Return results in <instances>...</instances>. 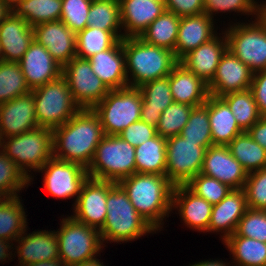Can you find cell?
Segmentation results:
<instances>
[{
    "label": "cell",
    "mask_w": 266,
    "mask_h": 266,
    "mask_svg": "<svg viewBox=\"0 0 266 266\" xmlns=\"http://www.w3.org/2000/svg\"><path fill=\"white\" fill-rule=\"evenodd\" d=\"M52 132L53 157L78 163L86 169L105 135L98 115L89 108L80 109Z\"/></svg>",
    "instance_id": "obj_1"
},
{
    "label": "cell",
    "mask_w": 266,
    "mask_h": 266,
    "mask_svg": "<svg viewBox=\"0 0 266 266\" xmlns=\"http://www.w3.org/2000/svg\"><path fill=\"white\" fill-rule=\"evenodd\" d=\"M118 184L127 193L135 210L157 231L172 212L174 185L165 175L134 173ZM170 214V215H169Z\"/></svg>",
    "instance_id": "obj_2"
},
{
    "label": "cell",
    "mask_w": 266,
    "mask_h": 266,
    "mask_svg": "<svg viewBox=\"0 0 266 266\" xmlns=\"http://www.w3.org/2000/svg\"><path fill=\"white\" fill-rule=\"evenodd\" d=\"M106 210L104 225L99 230L104 247L109 242L131 243L146 234L148 236L157 232L135 210L127 193L118 183L108 191Z\"/></svg>",
    "instance_id": "obj_3"
},
{
    "label": "cell",
    "mask_w": 266,
    "mask_h": 266,
    "mask_svg": "<svg viewBox=\"0 0 266 266\" xmlns=\"http://www.w3.org/2000/svg\"><path fill=\"white\" fill-rule=\"evenodd\" d=\"M123 52L130 87L169 76L179 62L172 51L147 44L139 37L123 38Z\"/></svg>",
    "instance_id": "obj_4"
},
{
    "label": "cell",
    "mask_w": 266,
    "mask_h": 266,
    "mask_svg": "<svg viewBox=\"0 0 266 266\" xmlns=\"http://www.w3.org/2000/svg\"><path fill=\"white\" fill-rule=\"evenodd\" d=\"M0 149L33 182V172H38L53 157L52 129L37 127L17 136L6 137L0 141Z\"/></svg>",
    "instance_id": "obj_5"
},
{
    "label": "cell",
    "mask_w": 266,
    "mask_h": 266,
    "mask_svg": "<svg viewBox=\"0 0 266 266\" xmlns=\"http://www.w3.org/2000/svg\"><path fill=\"white\" fill-rule=\"evenodd\" d=\"M65 217L60 219V228L55 231L60 260L66 266H75L99 259L97 257L101 256L104 248L99 230L69 215Z\"/></svg>",
    "instance_id": "obj_6"
},
{
    "label": "cell",
    "mask_w": 266,
    "mask_h": 266,
    "mask_svg": "<svg viewBox=\"0 0 266 266\" xmlns=\"http://www.w3.org/2000/svg\"><path fill=\"white\" fill-rule=\"evenodd\" d=\"M87 172L90 178L118 183L136 173L135 147L118 135H104Z\"/></svg>",
    "instance_id": "obj_7"
},
{
    "label": "cell",
    "mask_w": 266,
    "mask_h": 266,
    "mask_svg": "<svg viewBox=\"0 0 266 266\" xmlns=\"http://www.w3.org/2000/svg\"><path fill=\"white\" fill-rule=\"evenodd\" d=\"M253 20L231 21L221 30L226 35L228 50L255 73L266 69V19L260 15Z\"/></svg>",
    "instance_id": "obj_8"
},
{
    "label": "cell",
    "mask_w": 266,
    "mask_h": 266,
    "mask_svg": "<svg viewBox=\"0 0 266 266\" xmlns=\"http://www.w3.org/2000/svg\"><path fill=\"white\" fill-rule=\"evenodd\" d=\"M38 127L55 129L70 120L81 108L74 101L67 80H56L32 89Z\"/></svg>",
    "instance_id": "obj_9"
},
{
    "label": "cell",
    "mask_w": 266,
    "mask_h": 266,
    "mask_svg": "<svg viewBox=\"0 0 266 266\" xmlns=\"http://www.w3.org/2000/svg\"><path fill=\"white\" fill-rule=\"evenodd\" d=\"M142 95L138 87L110 90L92 109L98 115L105 135H119L141 117Z\"/></svg>",
    "instance_id": "obj_10"
},
{
    "label": "cell",
    "mask_w": 266,
    "mask_h": 266,
    "mask_svg": "<svg viewBox=\"0 0 266 266\" xmlns=\"http://www.w3.org/2000/svg\"><path fill=\"white\" fill-rule=\"evenodd\" d=\"M206 149L181 135L166 138L165 176L174 186L186 185L201 173Z\"/></svg>",
    "instance_id": "obj_11"
},
{
    "label": "cell",
    "mask_w": 266,
    "mask_h": 266,
    "mask_svg": "<svg viewBox=\"0 0 266 266\" xmlns=\"http://www.w3.org/2000/svg\"><path fill=\"white\" fill-rule=\"evenodd\" d=\"M43 173V186L46 192L56 199H73L72 208L79 197L88 172L78 163L52 157L38 171Z\"/></svg>",
    "instance_id": "obj_12"
},
{
    "label": "cell",
    "mask_w": 266,
    "mask_h": 266,
    "mask_svg": "<svg viewBox=\"0 0 266 266\" xmlns=\"http://www.w3.org/2000/svg\"><path fill=\"white\" fill-rule=\"evenodd\" d=\"M62 76L81 109H92L110 91L95 75L88 59L72 58L62 67Z\"/></svg>",
    "instance_id": "obj_13"
},
{
    "label": "cell",
    "mask_w": 266,
    "mask_h": 266,
    "mask_svg": "<svg viewBox=\"0 0 266 266\" xmlns=\"http://www.w3.org/2000/svg\"><path fill=\"white\" fill-rule=\"evenodd\" d=\"M116 184L113 181L88 177L83 183L79 197L70 215L76 221L100 230L106 218L108 191Z\"/></svg>",
    "instance_id": "obj_14"
},
{
    "label": "cell",
    "mask_w": 266,
    "mask_h": 266,
    "mask_svg": "<svg viewBox=\"0 0 266 266\" xmlns=\"http://www.w3.org/2000/svg\"><path fill=\"white\" fill-rule=\"evenodd\" d=\"M253 72L230 50H226L213 79L207 84L209 95L221 97L231 92L249 90Z\"/></svg>",
    "instance_id": "obj_15"
},
{
    "label": "cell",
    "mask_w": 266,
    "mask_h": 266,
    "mask_svg": "<svg viewBox=\"0 0 266 266\" xmlns=\"http://www.w3.org/2000/svg\"><path fill=\"white\" fill-rule=\"evenodd\" d=\"M201 173L227 184L232 189H244L247 171L235 159L228 146L212 145L206 149Z\"/></svg>",
    "instance_id": "obj_16"
},
{
    "label": "cell",
    "mask_w": 266,
    "mask_h": 266,
    "mask_svg": "<svg viewBox=\"0 0 266 266\" xmlns=\"http://www.w3.org/2000/svg\"><path fill=\"white\" fill-rule=\"evenodd\" d=\"M27 229L14 242V256L17 266H27L40 261L59 260V243L55 230H37L28 233ZM18 244V245H17Z\"/></svg>",
    "instance_id": "obj_17"
},
{
    "label": "cell",
    "mask_w": 266,
    "mask_h": 266,
    "mask_svg": "<svg viewBox=\"0 0 266 266\" xmlns=\"http://www.w3.org/2000/svg\"><path fill=\"white\" fill-rule=\"evenodd\" d=\"M34 40L63 67L76 57V34L61 20L33 26Z\"/></svg>",
    "instance_id": "obj_18"
},
{
    "label": "cell",
    "mask_w": 266,
    "mask_h": 266,
    "mask_svg": "<svg viewBox=\"0 0 266 266\" xmlns=\"http://www.w3.org/2000/svg\"><path fill=\"white\" fill-rule=\"evenodd\" d=\"M37 127L32 91L0 104V141Z\"/></svg>",
    "instance_id": "obj_19"
},
{
    "label": "cell",
    "mask_w": 266,
    "mask_h": 266,
    "mask_svg": "<svg viewBox=\"0 0 266 266\" xmlns=\"http://www.w3.org/2000/svg\"><path fill=\"white\" fill-rule=\"evenodd\" d=\"M213 205L197 196L186 185L174 186L172 213L178 211L183 225L193 231L208 232Z\"/></svg>",
    "instance_id": "obj_20"
},
{
    "label": "cell",
    "mask_w": 266,
    "mask_h": 266,
    "mask_svg": "<svg viewBox=\"0 0 266 266\" xmlns=\"http://www.w3.org/2000/svg\"><path fill=\"white\" fill-rule=\"evenodd\" d=\"M18 63L31 90L56 80L62 75V66L43 45L35 40Z\"/></svg>",
    "instance_id": "obj_21"
},
{
    "label": "cell",
    "mask_w": 266,
    "mask_h": 266,
    "mask_svg": "<svg viewBox=\"0 0 266 266\" xmlns=\"http://www.w3.org/2000/svg\"><path fill=\"white\" fill-rule=\"evenodd\" d=\"M248 209L245 190L232 189L225 198L213 205L208 232L221 233L220 240L223 243L235 233L239 220Z\"/></svg>",
    "instance_id": "obj_22"
},
{
    "label": "cell",
    "mask_w": 266,
    "mask_h": 266,
    "mask_svg": "<svg viewBox=\"0 0 266 266\" xmlns=\"http://www.w3.org/2000/svg\"><path fill=\"white\" fill-rule=\"evenodd\" d=\"M221 32L179 60L180 64L201 78L206 84L213 79L221 57L228 49L226 35L224 31Z\"/></svg>",
    "instance_id": "obj_23"
},
{
    "label": "cell",
    "mask_w": 266,
    "mask_h": 266,
    "mask_svg": "<svg viewBox=\"0 0 266 266\" xmlns=\"http://www.w3.org/2000/svg\"><path fill=\"white\" fill-rule=\"evenodd\" d=\"M33 40V27L11 11L0 24V60L18 63Z\"/></svg>",
    "instance_id": "obj_24"
},
{
    "label": "cell",
    "mask_w": 266,
    "mask_h": 266,
    "mask_svg": "<svg viewBox=\"0 0 266 266\" xmlns=\"http://www.w3.org/2000/svg\"><path fill=\"white\" fill-rule=\"evenodd\" d=\"M124 38L140 37L165 9V0H119Z\"/></svg>",
    "instance_id": "obj_25"
},
{
    "label": "cell",
    "mask_w": 266,
    "mask_h": 266,
    "mask_svg": "<svg viewBox=\"0 0 266 266\" xmlns=\"http://www.w3.org/2000/svg\"><path fill=\"white\" fill-rule=\"evenodd\" d=\"M92 70L109 90L128 87L123 39L88 58Z\"/></svg>",
    "instance_id": "obj_26"
},
{
    "label": "cell",
    "mask_w": 266,
    "mask_h": 266,
    "mask_svg": "<svg viewBox=\"0 0 266 266\" xmlns=\"http://www.w3.org/2000/svg\"><path fill=\"white\" fill-rule=\"evenodd\" d=\"M216 23L218 22L206 13L181 17L175 44V58L179 61L188 52L212 39L218 33Z\"/></svg>",
    "instance_id": "obj_27"
},
{
    "label": "cell",
    "mask_w": 266,
    "mask_h": 266,
    "mask_svg": "<svg viewBox=\"0 0 266 266\" xmlns=\"http://www.w3.org/2000/svg\"><path fill=\"white\" fill-rule=\"evenodd\" d=\"M169 86L177 103L197 107L203 105L209 96L207 84L179 62L171 70Z\"/></svg>",
    "instance_id": "obj_28"
},
{
    "label": "cell",
    "mask_w": 266,
    "mask_h": 266,
    "mask_svg": "<svg viewBox=\"0 0 266 266\" xmlns=\"http://www.w3.org/2000/svg\"><path fill=\"white\" fill-rule=\"evenodd\" d=\"M138 88L143 101L140 120L156 127L162 111L174 102L169 86V76L148 81Z\"/></svg>",
    "instance_id": "obj_29"
},
{
    "label": "cell",
    "mask_w": 266,
    "mask_h": 266,
    "mask_svg": "<svg viewBox=\"0 0 266 266\" xmlns=\"http://www.w3.org/2000/svg\"><path fill=\"white\" fill-rule=\"evenodd\" d=\"M208 115L213 145L227 146L243 133L229 106L220 97L208 96Z\"/></svg>",
    "instance_id": "obj_30"
},
{
    "label": "cell",
    "mask_w": 266,
    "mask_h": 266,
    "mask_svg": "<svg viewBox=\"0 0 266 266\" xmlns=\"http://www.w3.org/2000/svg\"><path fill=\"white\" fill-rule=\"evenodd\" d=\"M234 266H266V243L234 233L224 242Z\"/></svg>",
    "instance_id": "obj_31"
},
{
    "label": "cell",
    "mask_w": 266,
    "mask_h": 266,
    "mask_svg": "<svg viewBox=\"0 0 266 266\" xmlns=\"http://www.w3.org/2000/svg\"><path fill=\"white\" fill-rule=\"evenodd\" d=\"M179 23V16L165 10L146 28L139 38L147 44L170 50L175 56Z\"/></svg>",
    "instance_id": "obj_32"
},
{
    "label": "cell",
    "mask_w": 266,
    "mask_h": 266,
    "mask_svg": "<svg viewBox=\"0 0 266 266\" xmlns=\"http://www.w3.org/2000/svg\"><path fill=\"white\" fill-rule=\"evenodd\" d=\"M20 198H0V239L15 242L28 227V215Z\"/></svg>",
    "instance_id": "obj_33"
},
{
    "label": "cell",
    "mask_w": 266,
    "mask_h": 266,
    "mask_svg": "<svg viewBox=\"0 0 266 266\" xmlns=\"http://www.w3.org/2000/svg\"><path fill=\"white\" fill-rule=\"evenodd\" d=\"M136 173L165 175L166 138L156 135L135 147Z\"/></svg>",
    "instance_id": "obj_34"
},
{
    "label": "cell",
    "mask_w": 266,
    "mask_h": 266,
    "mask_svg": "<svg viewBox=\"0 0 266 266\" xmlns=\"http://www.w3.org/2000/svg\"><path fill=\"white\" fill-rule=\"evenodd\" d=\"M61 5L62 0H20L11 7V11L33 27L43 22L60 20Z\"/></svg>",
    "instance_id": "obj_35"
},
{
    "label": "cell",
    "mask_w": 266,
    "mask_h": 266,
    "mask_svg": "<svg viewBox=\"0 0 266 266\" xmlns=\"http://www.w3.org/2000/svg\"><path fill=\"white\" fill-rule=\"evenodd\" d=\"M227 146L247 173L266 168V150L248 132L239 134Z\"/></svg>",
    "instance_id": "obj_36"
},
{
    "label": "cell",
    "mask_w": 266,
    "mask_h": 266,
    "mask_svg": "<svg viewBox=\"0 0 266 266\" xmlns=\"http://www.w3.org/2000/svg\"><path fill=\"white\" fill-rule=\"evenodd\" d=\"M123 38V32L86 27L76 34V57L88 59L94 54L113 47Z\"/></svg>",
    "instance_id": "obj_37"
},
{
    "label": "cell",
    "mask_w": 266,
    "mask_h": 266,
    "mask_svg": "<svg viewBox=\"0 0 266 266\" xmlns=\"http://www.w3.org/2000/svg\"><path fill=\"white\" fill-rule=\"evenodd\" d=\"M220 98L229 106L243 132H247L262 117L250 90L231 92Z\"/></svg>",
    "instance_id": "obj_38"
},
{
    "label": "cell",
    "mask_w": 266,
    "mask_h": 266,
    "mask_svg": "<svg viewBox=\"0 0 266 266\" xmlns=\"http://www.w3.org/2000/svg\"><path fill=\"white\" fill-rule=\"evenodd\" d=\"M87 27L122 32L119 0H92Z\"/></svg>",
    "instance_id": "obj_39"
},
{
    "label": "cell",
    "mask_w": 266,
    "mask_h": 266,
    "mask_svg": "<svg viewBox=\"0 0 266 266\" xmlns=\"http://www.w3.org/2000/svg\"><path fill=\"white\" fill-rule=\"evenodd\" d=\"M31 91L19 63L0 60V104Z\"/></svg>",
    "instance_id": "obj_40"
},
{
    "label": "cell",
    "mask_w": 266,
    "mask_h": 266,
    "mask_svg": "<svg viewBox=\"0 0 266 266\" xmlns=\"http://www.w3.org/2000/svg\"><path fill=\"white\" fill-rule=\"evenodd\" d=\"M30 185L29 177L0 149V198L20 196Z\"/></svg>",
    "instance_id": "obj_41"
},
{
    "label": "cell",
    "mask_w": 266,
    "mask_h": 266,
    "mask_svg": "<svg viewBox=\"0 0 266 266\" xmlns=\"http://www.w3.org/2000/svg\"><path fill=\"white\" fill-rule=\"evenodd\" d=\"M180 135L187 141L198 142V145L202 147L209 148L213 145L208 115V98L203 105L192 108L188 122Z\"/></svg>",
    "instance_id": "obj_42"
},
{
    "label": "cell",
    "mask_w": 266,
    "mask_h": 266,
    "mask_svg": "<svg viewBox=\"0 0 266 266\" xmlns=\"http://www.w3.org/2000/svg\"><path fill=\"white\" fill-rule=\"evenodd\" d=\"M193 106L173 102L164 111L156 126L157 134L164 138L180 135L188 122Z\"/></svg>",
    "instance_id": "obj_43"
},
{
    "label": "cell",
    "mask_w": 266,
    "mask_h": 266,
    "mask_svg": "<svg viewBox=\"0 0 266 266\" xmlns=\"http://www.w3.org/2000/svg\"><path fill=\"white\" fill-rule=\"evenodd\" d=\"M204 8V13L213 20H216L214 16L219 13L228 15L234 12L238 16H251L250 20L261 15V7L254 0H204Z\"/></svg>",
    "instance_id": "obj_44"
},
{
    "label": "cell",
    "mask_w": 266,
    "mask_h": 266,
    "mask_svg": "<svg viewBox=\"0 0 266 266\" xmlns=\"http://www.w3.org/2000/svg\"><path fill=\"white\" fill-rule=\"evenodd\" d=\"M186 186L212 205L219 203L232 190L227 184L202 173L194 176Z\"/></svg>",
    "instance_id": "obj_45"
},
{
    "label": "cell",
    "mask_w": 266,
    "mask_h": 266,
    "mask_svg": "<svg viewBox=\"0 0 266 266\" xmlns=\"http://www.w3.org/2000/svg\"><path fill=\"white\" fill-rule=\"evenodd\" d=\"M92 0H62L60 20L75 34L87 27Z\"/></svg>",
    "instance_id": "obj_46"
},
{
    "label": "cell",
    "mask_w": 266,
    "mask_h": 266,
    "mask_svg": "<svg viewBox=\"0 0 266 266\" xmlns=\"http://www.w3.org/2000/svg\"><path fill=\"white\" fill-rule=\"evenodd\" d=\"M244 190L248 208L266 210V168L248 173Z\"/></svg>",
    "instance_id": "obj_47"
},
{
    "label": "cell",
    "mask_w": 266,
    "mask_h": 266,
    "mask_svg": "<svg viewBox=\"0 0 266 266\" xmlns=\"http://www.w3.org/2000/svg\"><path fill=\"white\" fill-rule=\"evenodd\" d=\"M235 233L266 243V210L249 208L239 220Z\"/></svg>",
    "instance_id": "obj_48"
},
{
    "label": "cell",
    "mask_w": 266,
    "mask_h": 266,
    "mask_svg": "<svg viewBox=\"0 0 266 266\" xmlns=\"http://www.w3.org/2000/svg\"><path fill=\"white\" fill-rule=\"evenodd\" d=\"M156 135V127L147 125L142 120H139L130 124L126 129L119 133L118 136L133 147H137Z\"/></svg>",
    "instance_id": "obj_49"
},
{
    "label": "cell",
    "mask_w": 266,
    "mask_h": 266,
    "mask_svg": "<svg viewBox=\"0 0 266 266\" xmlns=\"http://www.w3.org/2000/svg\"><path fill=\"white\" fill-rule=\"evenodd\" d=\"M165 9L177 16L187 17L204 13V0H165Z\"/></svg>",
    "instance_id": "obj_50"
},
{
    "label": "cell",
    "mask_w": 266,
    "mask_h": 266,
    "mask_svg": "<svg viewBox=\"0 0 266 266\" xmlns=\"http://www.w3.org/2000/svg\"><path fill=\"white\" fill-rule=\"evenodd\" d=\"M249 90L262 117H266V69L253 73Z\"/></svg>",
    "instance_id": "obj_51"
},
{
    "label": "cell",
    "mask_w": 266,
    "mask_h": 266,
    "mask_svg": "<svg viewBox=\"0 0 266 266\" xmlns=\"http://www.w3.org/2000/svg\"><path fill=\"white\" fill-rule=\"evenodd\" d=\"M247 132L254 141L266 150V117H261Z\"/></svg>",
    "instance_id": "obj_52"
},
{
    "label": "cell",
    "mask_w": 266,
    "mask_h": 266,
    "mask_svg": "<svg viewBox=\"0 0 266 266\" xmlns=\"http://www.w3.org/2000/svg\"><path fill=\"white\" fill-rule=\"evenodd\" d=\"M13 252H14V241L0 239V262L1 264L8 262L9 260L12 261L13 258L16 259L13 255L14 254Z\"/></svg>",
    "instance_id": "obj_53"
},
{
    "label": "cell",
    "mask_w": 266,
    "mask_h": 266,
    "mask_svg": "<svg viewBox=\"0 0 266 266\" xmlns=\"http://www.w3.org/2000/svg\"><path fill=\"white\" fill-rule=\"evenodd\" d=\"M226 259L223 261L222 259H209L206 260L204 259V261H199V262H195L194 264H190L189 266H234L232 263L230 264L231 261L229 262H225Z\"/></svg>",
    "instance_id": "obj_54"
},
{
    "label": "cell",
    "mask_w": 266,
    "mask_h": 266,
    "mask_svg": "<svg viewBox=\"0 0 266 266\" xmlns=\"http://www.w3.org/2000/svg\"><path fill=\"white\" fill-rule=\"evenodd\" d=\"M11 7L7 5L3 0H0V24L10 14Z\"/></svg>",
    "instance_id": "obj_55"
},
{
    "label": "cell",
    "mask_w": 266,
    "mask_h": 266,
    "mask_svg": "<svg viewBox=\"0 0 266 266\" xmlns=\"http://www.w3.org/2000/svg\"><path fill=\"white\" fill-rule=\"evenodd\" d=\"M27 266H66L60 259L59 260H50V261H40L32 263Z\"/></svg>",
    "instance_id": "obj_56"
},
{
    "label": "cell",
    "mask_w": 266,
    "mask_h": 266,
    "mask_svg": "<svg viewBox=\"0 0 266 266\" xmlns=\"http://www.w3.org/2000/svg\"><path fill=\"white\" fill-rule=\"evenodd\" d=\"M101 259H97L95 261L92 262H88L86 264H82V265H75V266H106L104 265V263L102 261H100Z\"/></svg>",
    "instance_id": "obj_57"
},
{
    "label": "cell",
    "mask_w": 266,
    "mask_h": 266,
    "mask_svg": "<svg viewBox=\"0 0 266 266\" xmlns=\"http://www.w3.org/2000/svg\"><path fill=\"white\" fill-rule=\"evenodd\" d=\"M261 15L266 19V1H262Z\"/></svg>",
    "instance_id": "obj_58"
},
{
    "label": "cell",
    "mask_w": 266,
    "mask_h": 266,
    "mask_svg": "<svg viewBox=\"0 0 266 266\" xmlns=\"http://www.w3.org/2000/svg\"><path fill=\"white\" fill-rule=\"evenodd\" d=\"M10 7L14 6L20 0H3Z\"/></svg>",
    "instance_id": "obj_59"
},
{
    "label": "cell",
    "mask_w": 266,
    "mask_h": 266,
    "mask_svg": "<svg viewBox=\"0 0 266 266\" xmlns=\"http://www.w3.org/2000/svg\"><path fill=\"white\" fill-rule=\"evenodd\" d=\"M261 8H262V6H263V3H261V1H257V0H254ZM260 3V4H259Z\"/></svg>",
    "instance_id": "obj_60"
}]
</instances>
